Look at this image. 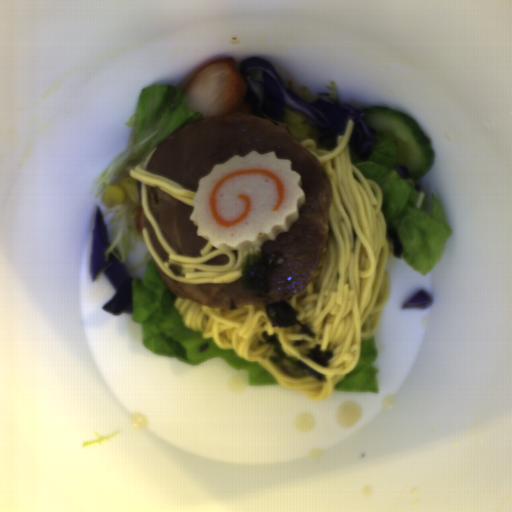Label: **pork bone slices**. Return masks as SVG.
Wrapping results in <instances>:
<instances>
[{
	"mask_svg": "<svg viewBox=\"0 0 512 512\" xmlns=\"http://www.w3.org/2000/svg\"><path fill=\"white\" fill-rule=\"evenodd\" d=\"M275 151L279 159H290L301 175L305 201L287 232L265 240L262 252H279L281 264L271 268L269 291L249 292L242 276L233 283H185L175 281L152 259L166 289L205 307L235 308L267 306L289 300L312 281L328 238L333 189L332 180L315 155L298 143L281 125L247 115L226 113L190 121L173 131L155 149L147 172L168 178L195 193L201 179L214 164L235 155Z\"/></svg>",
	"mask_w": 512,
	"mask_h": 512,
	"instance_id": "d1f655de",
	"label": "pork bone slices"
},
{
	"mask_svg": "<svg viewBox=\"0 0 512 512\" xmlns=\"http://www.w3.org/2000/svg\"><path fill=\"white\" fill-rule=\"evenodd\" d=\"M147 200L166 243L177 254L202 256L201 249L209 240L198 235L191 219L194 206L152 186L148 187Z\"/></svg>",
	"mask_w": 512,
	"mask_h": 512,
	"instance_id": "8bd94acc",
	"label": "pork bone slices"
},
{
	"mask_svg": "<svg viewBox=\"0 0 512 512\" xmlns=\"http://www.w3.org/2000/svg\"><path fill=\"white\" fill-rule=\"evenodd\" d=\"M144 225H145V229L148 233V236H149V239H150L153 249L156 251V253L161 258V260L163 262H166L169 259L170 255L164 249V247L160 244V242L157 238V235L155 233V230H154L150 220L147 218V216L145 214H144Z\"/></svg>",
	"mask_w": 512,
	"mask_h": 512,
	"instance_id": "559dba5c",
	"label": "pork bone slices"
},
{
	"mask_svg": "<svg viewBox=\"0 0 512 512\" xmlns=\"http://www.w3.org/2000/svg\"><path fill=\"white\" fill-rule=\"evenodd\" d=\"M228 261H229L228 255L221 254V255H217V256L209 259L208 261H206L202 264L224 265V264H227Z\"/></svg>",
	"mask_w": 512,
	"mask_h": 512,
	"instance_id": "b8b60e73",
	"label": "pork bone slices"
}]
</instances>
